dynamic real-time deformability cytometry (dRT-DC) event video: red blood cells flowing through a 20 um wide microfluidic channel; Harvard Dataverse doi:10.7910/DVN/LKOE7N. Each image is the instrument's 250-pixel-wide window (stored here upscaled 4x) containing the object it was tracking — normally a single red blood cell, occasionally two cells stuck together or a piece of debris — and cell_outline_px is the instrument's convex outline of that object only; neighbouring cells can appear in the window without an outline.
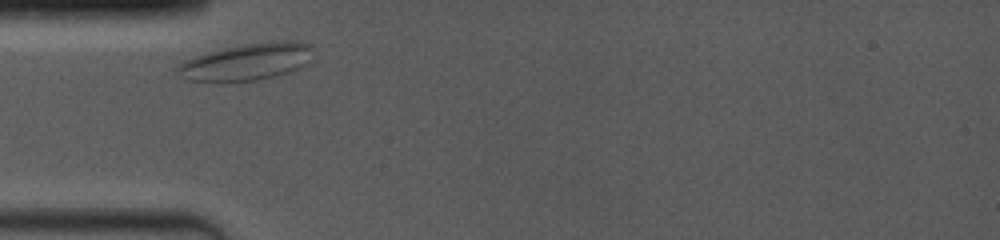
{"species": "common noctule bat (a hibernating species)", "species_latin": "Nyctalus noctula", "temperature_condition": "room temperature", "stored_images_in_passage": 16, "camera_frame_rate_fps": 4000, "um_per_image_px": 0.085, "animal": {"sex": "female", "body_mass_g": 19.0, "forearm_length_mm": 53.3}, "frame": {"image": 1, "passage_image": 1, "time_ms": 0.0, "image_size_px": [1000, 240], "cell_outline_px": [[312, 48], [304, 64], [300, 68], [288, 72], [256, 80], [188, 80], [176, 68], [184, 60], [192, 56], [224, 48], [244, 44], [284, 40], [292, 40], [312, 44]], "centroid_in_image_um": [20.99, 5.22], "position_along_channel_um": 64.0, "area_um2": 28.26}}
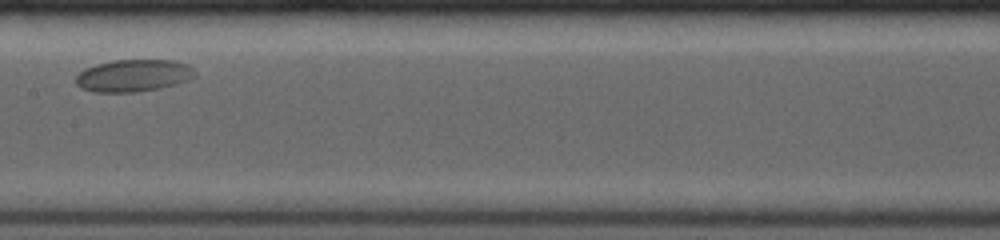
{"frame": {"image": 2, "passage_image": 7, "time_ms": 3.75, "image_size_px": [1000, 240], "cell_outline_px": [[196, 76], [188, 80], [156, 88], [136, 92], [96, 92], [84, 88], [76, 84], [76, 76], [84, 68], [96, 64], [116, 60], [176, 60], [188, 64], [196, 72]], "centroid_in_image_um": [11.35, 6.4], "position_along_channel_um": 196.0, "area_um2": 22.14}}
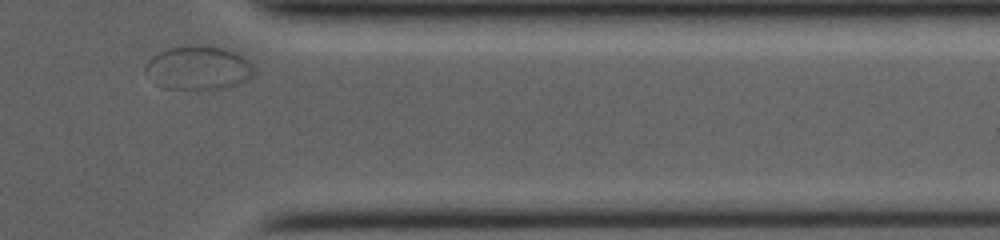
{"frame": {"image": 3, "passage_image": 16, "time_ms": 9.25, "image_size_px": [1000, 240], "cell_outline_px": [[256, 72], [248, 80], [240, 84], [224, 88], [160, 88], [144, 72], [144, 68], [148, 60], [152, 56], [168, 48], [200, 44], [224, 48], [236, 52], [244, 56], [252, 64]], "centroid_in_image_um": [16.88, 5.75], "position_along_channel_um": 394.5, "area_um2": 27.98}}